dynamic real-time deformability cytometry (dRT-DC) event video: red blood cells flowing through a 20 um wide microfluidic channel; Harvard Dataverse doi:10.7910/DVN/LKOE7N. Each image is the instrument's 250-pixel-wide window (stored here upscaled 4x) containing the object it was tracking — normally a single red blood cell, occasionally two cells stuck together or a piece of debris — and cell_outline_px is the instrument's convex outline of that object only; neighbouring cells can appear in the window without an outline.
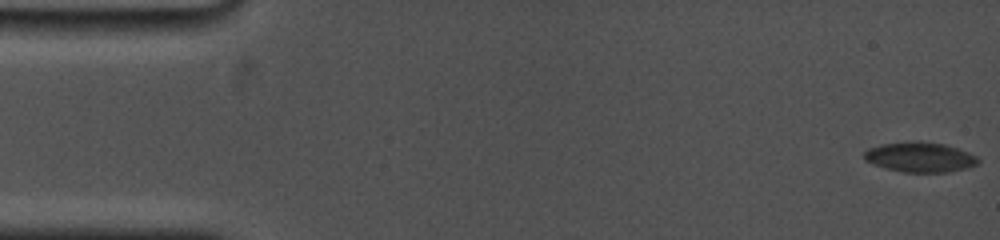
{"species": "common noctule bat (a hibernating species)", "species_latin": "Nyctalus noctula", "temperature_condition": "cold", "stored_images_in_passage": 20, "camera_frame_rate_fps": 5000, "um_per_image_px": 0.085, "animal": {"sex": "female", "body_mass_g": 19.0, "forearm_length_mm": 53.3}, "frame": {"image": 1, "passage_image": 1, "time_ms": 0.0, "image_size_px": [1000, 240], "cell_outline_px": [[980, 160], [976, 164], [968, 168], [948, 172], [904, 172], [872, 164], [864, 160], [864, 152], [868, 148], [880, 144], [916, 140], [944, 144], [968, 152], [976, 156]], "centroid_in_image_um": [78.18, 13.35], "position_along_channel_um": 6.8, "area_um2": 19.94}}
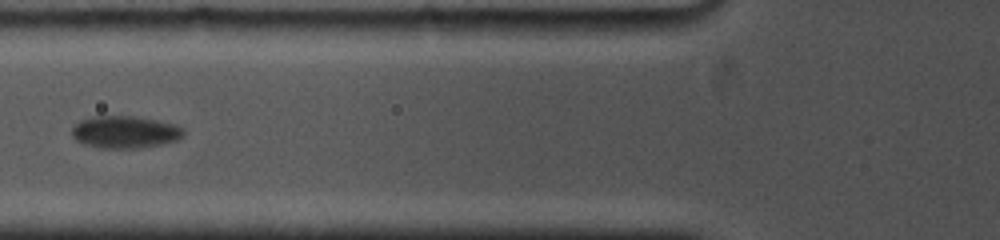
{"frame": {"image": 2, "passage_image": 12, "time_ms": 6.6, "image_size_px": [1000, 240], "cell_outline_px": [[184, 136], [176, 140], [164, 144], [136, 148], [100, 148], [84, 144], [76, 140], [72, 136], [72, 128], [80, 120], [92, 116], [132, 116], [156, 120], [176, 124], [184, 128]], "centroid_in_image_um": [10.63, 11.22], "position_along_channel_um": 115.2, "area_um2": 21.1}}
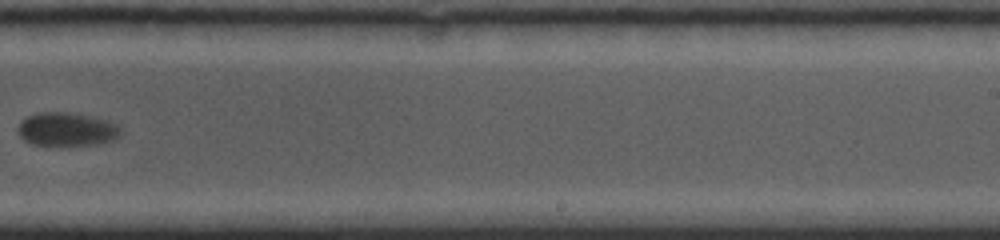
{"frame": {"image": 3, "passage_image": 20, "time_ms": 11.2, "image_size_px": [1000, 240], "cell_outline_px": [[124, 132], [120, 136], [112, 140], [96, 144], [60, 148], [32, 144], [24, 140], [16, 132], [16, 128], [20, 120], [28, 116], [40, 112], [68, 112], [88, 116], [104, 120], [116, 124]], "centroid_in_image_um": [5.62, 11.04], "position_along_channel_um": 283.4, "area_um2": 20.81}}